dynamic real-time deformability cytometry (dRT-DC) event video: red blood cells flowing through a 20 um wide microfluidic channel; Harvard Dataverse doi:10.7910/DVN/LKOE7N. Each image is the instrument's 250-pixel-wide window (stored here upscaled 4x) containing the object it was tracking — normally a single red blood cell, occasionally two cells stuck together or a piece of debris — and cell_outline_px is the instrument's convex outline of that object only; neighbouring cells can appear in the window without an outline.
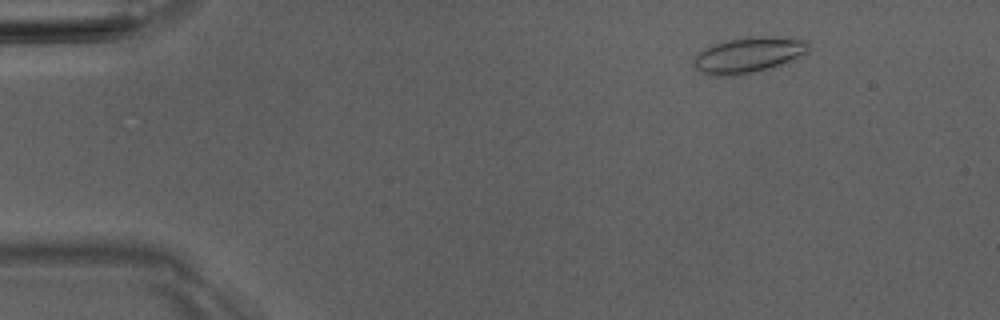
{"species": "Egyptian fruit bat (a non-hibernating species)", "species_latin": "Rousettus aegyptiacus", "temperature_condition": "room temperature", "stored_images_in_passage": 4, "camera_frame_rate_fps": 3000, "um_per_image_px": 0.085, "animal": {"sex": "male"}, "frame": {"image": 1, "passage_image": 2, "time_ms": 1.0, "image_size_px": [1000, 320], "cell_outline_px": [[812, 44], [808, 52], [772, 68], [732, 76], [716, 76], [700, 72], [692, 64], [692, 60], [696, 52], [712, 44], [728, 40], [748, 36], [776, 36], [808, 40]], "centroid_in_image_um": [63.6, 4.65], "position_along_channel_um": 21.4, "area_um2": 24.28}}